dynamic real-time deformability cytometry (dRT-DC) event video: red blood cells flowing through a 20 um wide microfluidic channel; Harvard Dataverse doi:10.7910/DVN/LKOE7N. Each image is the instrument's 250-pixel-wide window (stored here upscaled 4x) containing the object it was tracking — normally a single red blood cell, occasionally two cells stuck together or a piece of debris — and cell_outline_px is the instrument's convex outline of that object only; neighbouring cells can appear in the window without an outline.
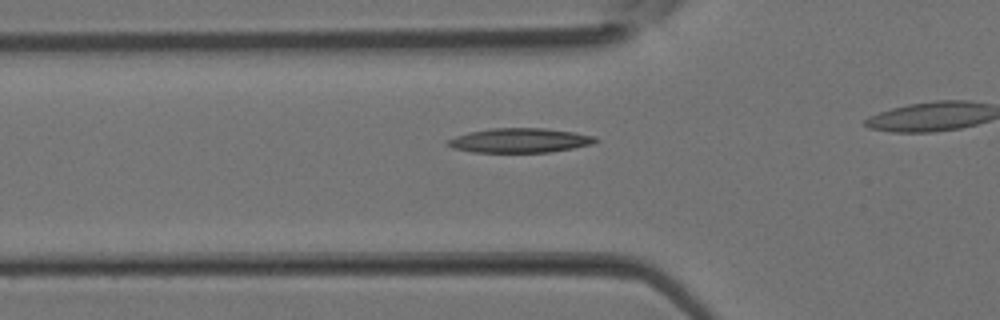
{"species": "Egyptian fruit bat (a non-hibernating species)", "species_latin": "Rousettus aegyptiacus", "temperature_condition": "room temperature", "stored_images_in_passage": 19, "camera_frame_rate_fps": 3000, "um_per_image_px": 0.085, "animal": {"sex": "female"}, "frame": {"image": 1, "passage_image": 2, "time_ms": 0.333, "image_size_px": [1000, 320], "cell_outline_px": [[600, 140], [592, 144], [572, 148], [548, 152], [472, 152], [452, 148], [444, 144], [444, 140], [468, 132], [492, 128], [544, 128], [572, 132], [596, 136]], "centroid_in_image_um": [44.13, 11.93], "position_along_channel_um": 81.7, "area_um2": 21.15}}
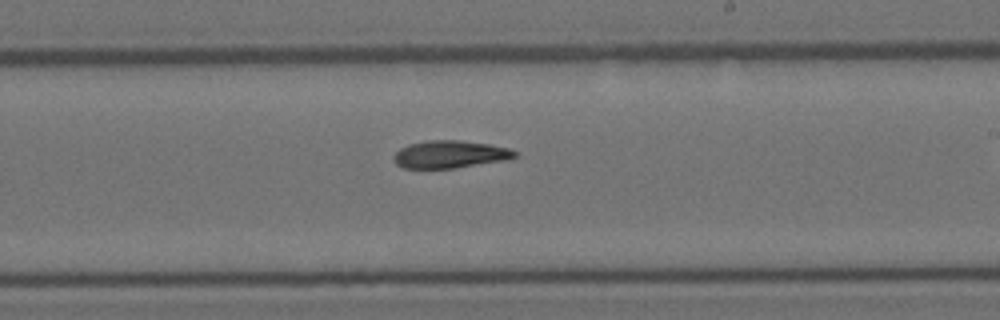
{"frame": {"image": 2, "passage_image": 11, "time_ms": 3.333, "image_size_px": [1000, 320], "cell_outline_px": [[520, 156], [512, 160], [456, 168], [404, 168], [396, 164], [392, 160], [392, 156], [400, 148], [408, 144], [428, 140], [460, 140], [488, 144], [508, 148], [520, 152]], "centroid_in_image_um": [38.32, 13.13], "position_along_channel_um": 250.7, "area_um2": 19.94}}
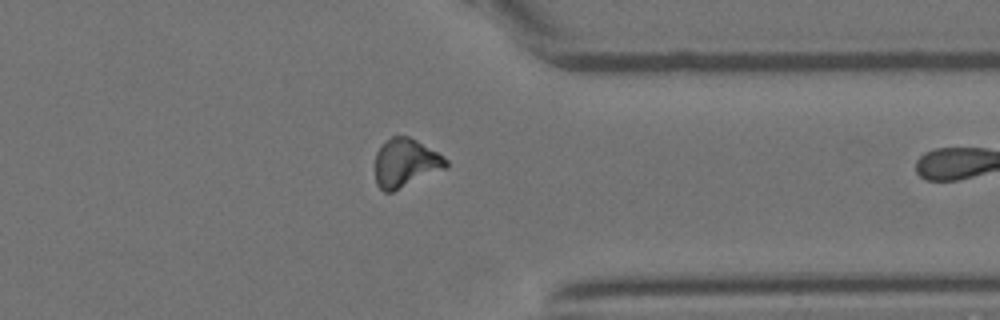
{"frame": {"image": 3, "passage_image": 18, "time_ms": 5.667, "image_size_px": [1000, 320], "cell_outline_px": [[448, 168], [392, 192], [384, 192], [376, 184], [376, 152], [392, 136], [408, 136], [416, 140], [444, 156], [448, 160]], "centroid_in_image_um": [34.5, 13.87], "position_along_channel_um": 376.9, "area_um2": 19.94}}